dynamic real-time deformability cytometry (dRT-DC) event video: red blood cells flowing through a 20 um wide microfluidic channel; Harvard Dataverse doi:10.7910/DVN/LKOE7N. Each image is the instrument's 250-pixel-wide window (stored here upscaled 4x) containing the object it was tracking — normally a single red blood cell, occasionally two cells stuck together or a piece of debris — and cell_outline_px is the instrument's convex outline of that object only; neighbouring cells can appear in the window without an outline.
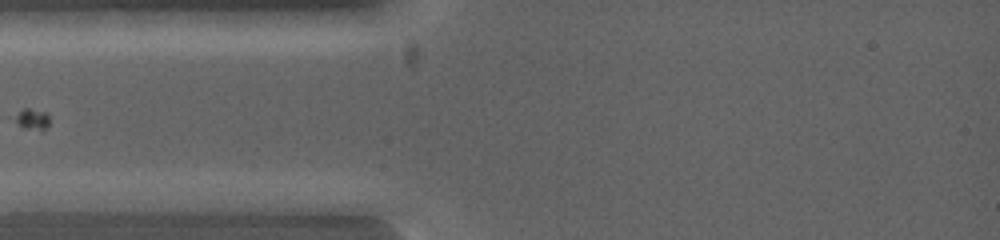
{"species": "common noctule bat (a hibernating species)", "species_latin": "Nyctalus noctula", "temperature_condition": "warm", "stored_images_in_passage": 2, "camera_frame_rate_fps": 5000, "um_per_image_px": 0.085, "animal": {"sex": "female", "body_mass_g": 19.0, "forearm_length_mm": 53.3}, "frame": {"image": 1, "passage_image": 1, "time_ms": 0.0, "image_size_px": [1000, 240], "cell_outline_px": [[108, 200], [96, 212], [36, 212], [16, 208], [12, 200], [48, 192]], "centroid_in_image_um": [4.99, 17.28], "position_along_channel_um": 80.0, "area_um2": 10.06}}